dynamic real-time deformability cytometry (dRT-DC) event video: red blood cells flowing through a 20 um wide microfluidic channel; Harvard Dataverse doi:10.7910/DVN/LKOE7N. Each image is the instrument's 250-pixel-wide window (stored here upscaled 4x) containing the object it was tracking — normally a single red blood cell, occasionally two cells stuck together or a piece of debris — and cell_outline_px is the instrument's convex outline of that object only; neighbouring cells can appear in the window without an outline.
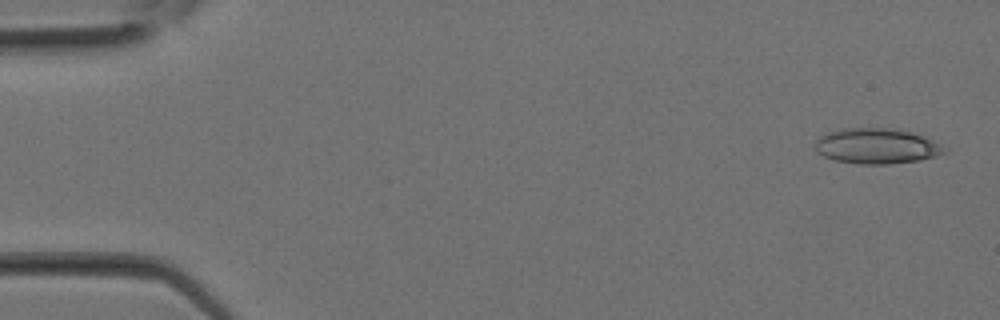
{"species": "Egyptian fruit bat (a non-hibernating species)", "species_latin": "Rousettus aegyptiacus", "temperature_condition": "room temperature", "stored_images_in_passage": 11, "camera_frame_rate_fps": 3000, "um_per_image_px": 0.085, "animal": {"sex": "female"}, "frame": {"image": 1, "passage_image": 1, "time_ms": 0.0, "image_size_px": [1000, 320], "cell_outline_px": [[948, 152], [936, 156], [916, 160], [888, 164], [860, 164], [836, 160], [824, 156], [816, 152], [816, 140], [820, 136], [828, 132], [844, 128], [892, 128], [924, 136], [948, 148]], "centroid_in_image_um": [74.52, 12.41], "position_along_channel_um": 10.5, "area_um2": 26.53}}
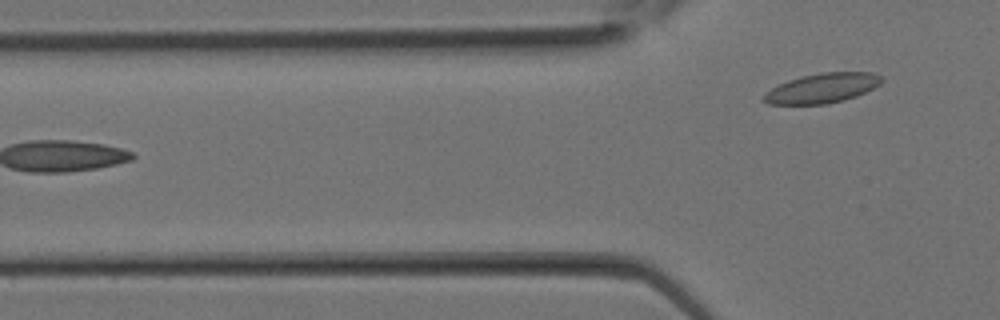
{"frame": {"image": 2, "passage_image": 11, "time_ms": 3.333, "image_size_px": [1000, 320], "cell_outline_px": [[880, 84], [856, 96], [844, 100], [824, 104], [768, 104], [760, 100], [760, 96], [764, 92], [788, 80], [820, 72], [872, 72], [880, 76]], "centroid_in_image_um": [69.81, 7.5], "position_along_channel_um": 56.0, "area_um2": 20.29}}